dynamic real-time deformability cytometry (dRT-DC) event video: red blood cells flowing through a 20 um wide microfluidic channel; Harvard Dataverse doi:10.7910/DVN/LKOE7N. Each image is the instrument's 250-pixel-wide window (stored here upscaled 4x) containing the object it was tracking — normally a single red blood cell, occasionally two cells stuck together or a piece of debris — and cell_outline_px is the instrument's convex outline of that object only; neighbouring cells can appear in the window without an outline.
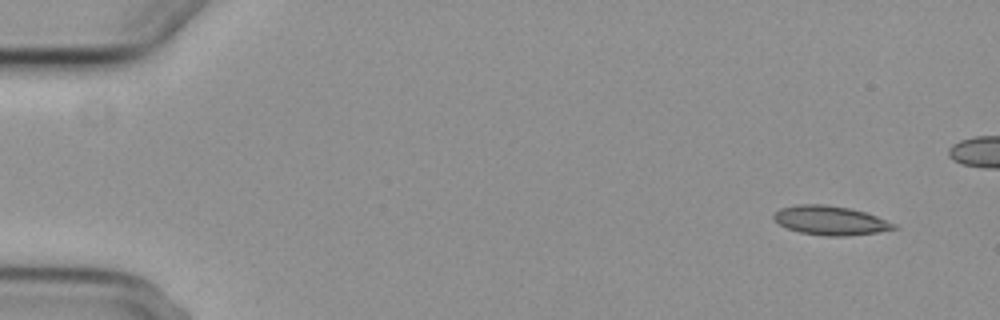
{"species": "common noctule bat (a hibernating species)", "species_latin": "Nyctalus noctula", "temperature_condition": "cold", "stored_images_in_passage": 6, "segment_of_instrument_passage": [1, 2], "camera_frame_rate_fps": 3000, "um_per_image_px": 0.085, "animal": {"sex": "female", "body_mass_g": 29.2, "forearm_length_mm": 56.3}, "frame": {"image": 1, "passage_image": 1, "time_ms": 0.0, "image_size_px": [1000, 320], "cell_outline_px": [[900, 228], [880, 232], [844, 236], [824, 236], [800, 232], [788, 228], [780, 224], [772, 216], [780, 208], [796, 204], [824, 204], [852, 208], [876, 216], [896, 224]], "centroid_in_image_um": [70.61, 18.73], "position_along_channel_um": 14.4, "area_um2": 20.4}}
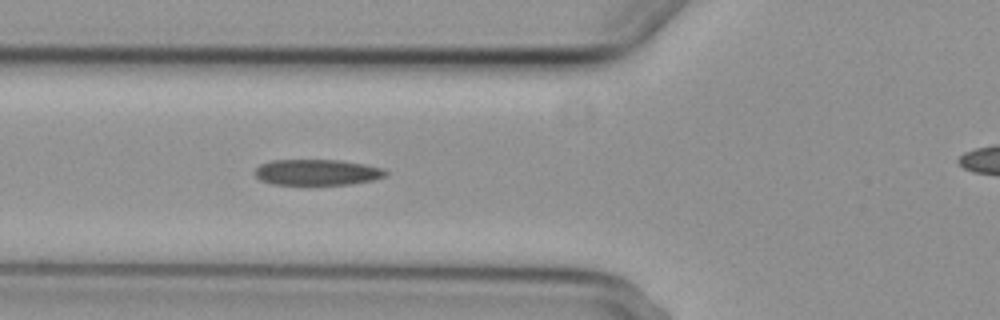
{"frame": {"image": 2, "passage_image": 5, "time_ms": 5.667, "image_size_px": [1000, 320], "cell_outline_px": [[388, 176], [372, 180], [352, 184], [272, 184], [260, 180], [252, 172], [260, 164], [272, 160], [340, 160], [364, 164], [384, 168], [388, 172]], "centroid_in_image_um": [26.96, 14.64], "position_along_channel_um": 98.8, "area_um2": 19.83}}